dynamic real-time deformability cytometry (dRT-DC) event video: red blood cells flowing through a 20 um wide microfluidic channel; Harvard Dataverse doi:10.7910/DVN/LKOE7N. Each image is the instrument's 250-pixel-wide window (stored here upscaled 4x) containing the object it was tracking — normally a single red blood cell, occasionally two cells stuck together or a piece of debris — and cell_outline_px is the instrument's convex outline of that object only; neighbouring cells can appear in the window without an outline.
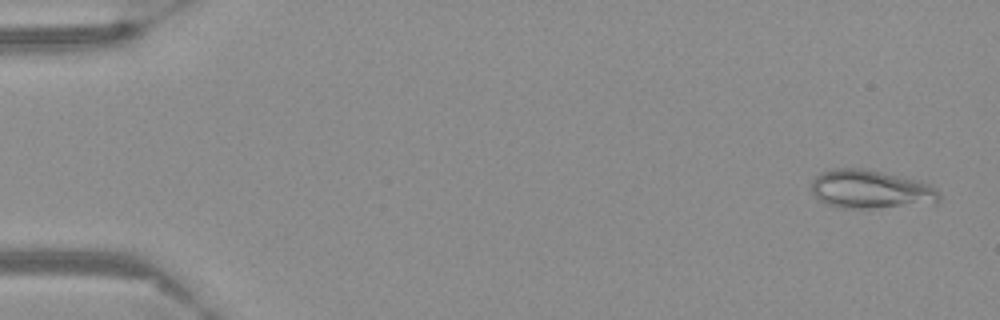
{"species": "Egyptian fruit bat (a non-hibernating species)", "species_latin": "Rousettus aegyptiacus", "temperature_condition": "warm", "stored_images_in_passage": 58, "camera_frame_rate_fps": 3000, "um_per_image_px": 0.085, "frame": {"image": 1, "passage_image": 3, "time_ms": 0.667, "image_size_px": [1000, 320], "cell_outline_px": [[940, 200], [936, 204], [868, 208], [840, 208], [816, 200], [812, 192], [812, 180], [820, 172], [832, 168], [864, 168], [924, 180], [936, 188], [940, 192]], "centroid_in_image_um": [74.06, 16.08], "position_along_channel_um": 10.9, "area_um2": 29.54}}
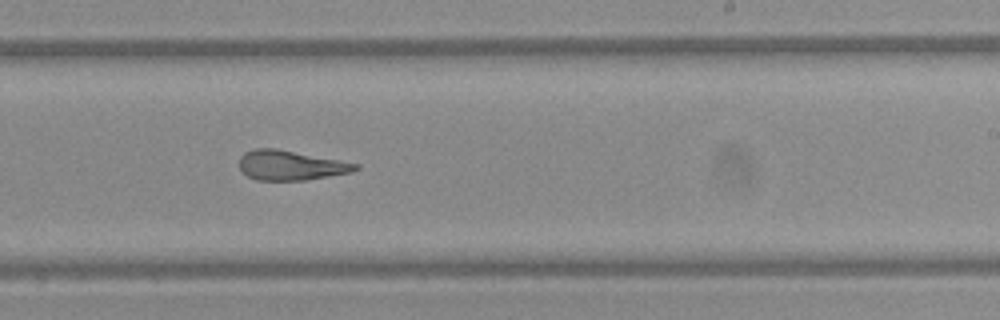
{"frame": {"image": 2, "passage_image": 36, "time_ms": 11.667, "image_size_px": [1000, 320], "cell_outline_px": [[360, 168], [352, 172], [304, 180], [256, 180], [248, 176], [240, 168], [240, 156], [244, 152], [252, 148], [276, 148], [360, 164]], "centroid_in_image_um": [24.7, 14.04], "position_along_channel_um": 264.3, "area_um2": 20.06}}
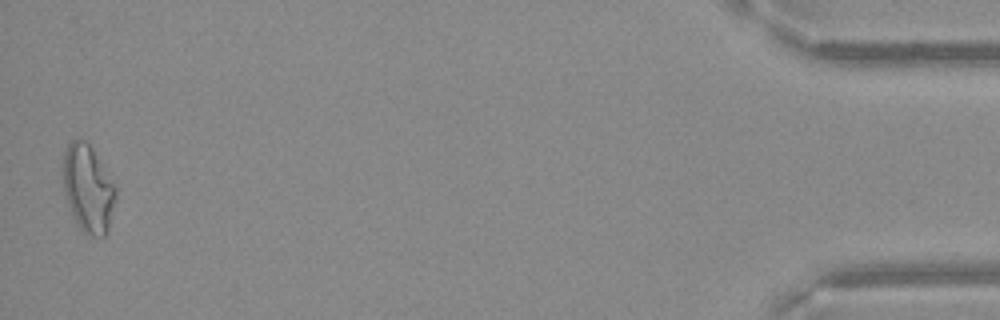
{"frame": {"image": 3, "passage_image": 57, "time_ms": 18.667, "image_size_px": [1000, 320], "cell_outline_px": [[116, 200], [108, 232], [104, 236], [92, 236], [84, 232], [76, 224], [72, 216], [68, 204], [64, 188], [64, 152], [68, 144], [72, 140], [84, 140], [92, 148], [116, 188]], "centroid_in_image_um": [7.5, 16.08], "position_along_channel_um": 427.7, "area_um2": 26.53}}